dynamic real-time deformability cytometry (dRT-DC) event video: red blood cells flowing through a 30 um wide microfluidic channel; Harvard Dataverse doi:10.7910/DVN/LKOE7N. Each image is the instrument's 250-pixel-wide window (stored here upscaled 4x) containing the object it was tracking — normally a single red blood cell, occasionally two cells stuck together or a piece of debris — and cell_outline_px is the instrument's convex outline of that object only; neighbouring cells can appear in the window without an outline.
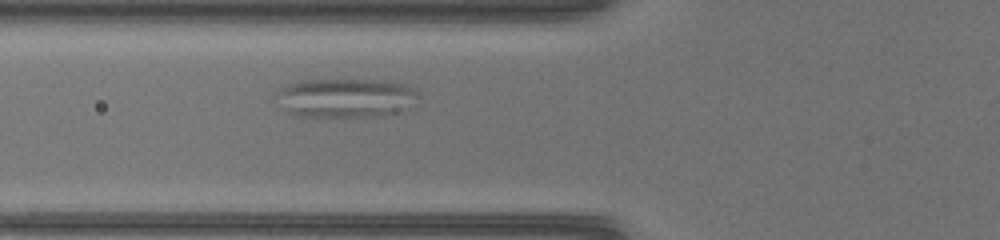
{"species": "common noctule bat (a hibernating species)", "species_latin": "Nyctalus noctula", "temperature_condition": "warm", "stored_images_in_passage": 43, "camera_frame_rate_fps": 3000, "um_per_image_px": 0.085, "animal": {"sex": "female", "body_mass_g": 17.0, "forearm_length_mm": 48.0}, "frame": {"image": 1, "passage_image": 12, "time_ms": 3.667, "image_size_px": [1000, 240], "cell_outline_px": [[420, 96], [388, 112], [376, 116], [300, 116], [288, 112], [276, 92], [288, 84], [296, 80], [384, 80], [408, 84], [416, 88], [420, 92]], "centroid_in_image_um": [29.34, 8.27], "position_along_channel_um": 96.5, "area_um2": 31.33}}
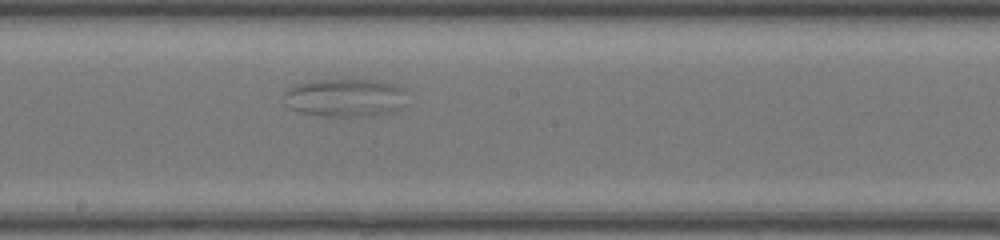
{"frame": {"image": 2, "passage_image": 21, "time_ms": 6.667, "image_size_px": [1000, 240], "cell_outline_px": [[404, 92], [400, 108], [392, 112], [368, 116], [320, 116], [300, 112], [288, 108], [284, 96], [284, 92], [288, 88], [296, 84], [316, 80], [376, 80], [396, 84], [404, 88]], "centroid_in_image_um": [29.29, 8.3], "position_along_channel_um": 218.9, "area_um2": 27.28}}
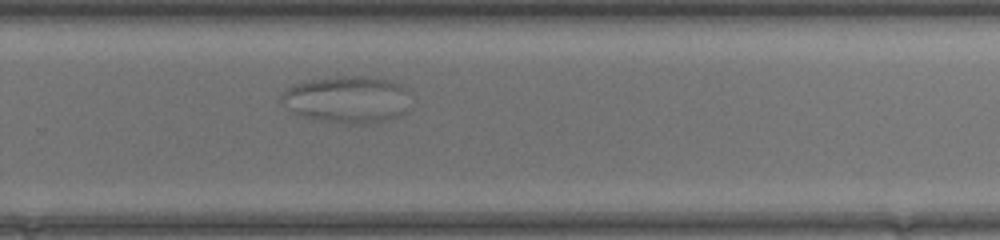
{"frame": {"image": 3, "passage_image": 27, "time_ms": 8.667, "image_size_px": [1000, 240], "cell_outline_px": [[408, 92], [404, 112], [384, 120], [364, 124], [360, 124], [328, 120], [304, 116], [292, 112], [280, 100], [284, 92], [288, 88], [296, 84], [312, 80], [344, 76], [368, 76], [388, 80], [404, 88]], "centroid_in_image_um": [29.49, 8.43], "position_along_channel_um": 300.3, "area_um2": 34.04}}